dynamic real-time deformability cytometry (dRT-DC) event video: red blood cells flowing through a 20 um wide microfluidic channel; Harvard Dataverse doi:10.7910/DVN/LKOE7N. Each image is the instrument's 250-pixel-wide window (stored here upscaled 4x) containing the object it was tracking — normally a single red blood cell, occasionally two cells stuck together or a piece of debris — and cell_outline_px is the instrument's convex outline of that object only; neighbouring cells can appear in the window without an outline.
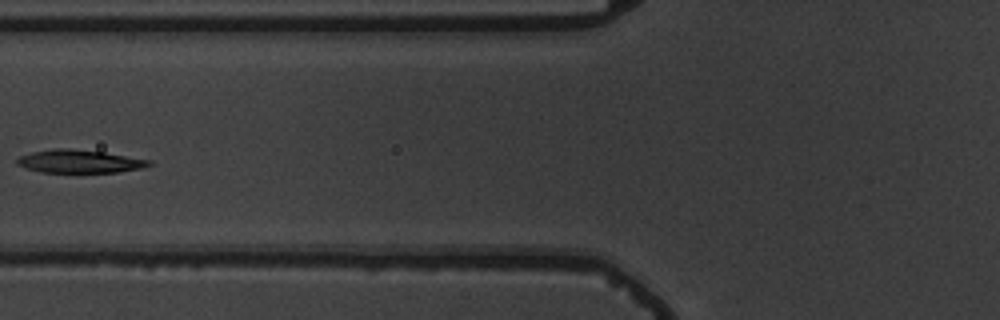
{"species": "common noctule bat (a hibernating species)", "species_latin": "Nyctalus noctula", "temperature_condition": "warm", "stored_images_in_passage": 6, "camera_frame_rate_fps": 3000, "um_per_image_px": 0.085, "animal": {"sex": "male", "body_mass_g": 19.5, "forearm_length_mm": 54.6}, "frame": {"image": 1, "passage_image": 5, "time_ms": 5.667, "image_size_px": [1000, 320], "cell_outline_px": [[152, 164], [144, 168], [116, 172], [40, 172], [16, 164], [16, 160], [20, 156], [32, 152], [52, 148], [68, 148], [104, 152], [152, 160]], "centroid_in_image_um": [6.78, 13.71], "position_along_channel_um": 119.0, "area_um2": 17.74}}
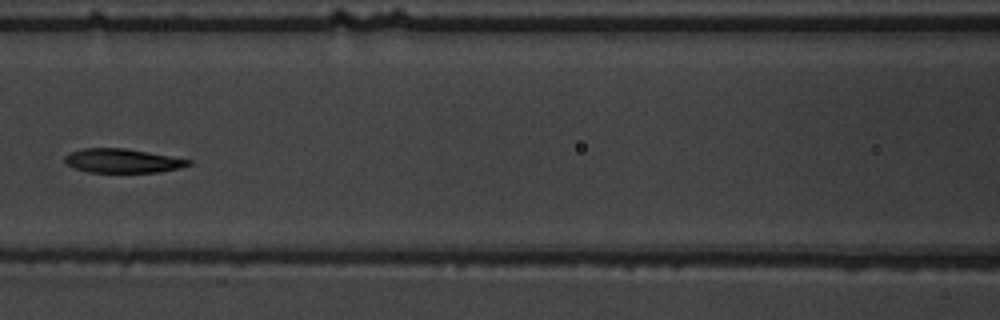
{"frame": {"image": 2, "passage_image": 6, "time_ms": 6.667, "image_size_px": [1000, 320], "cell_outline_px": [[192, 164], [180, 168], [160, 172], [88, 172], [76, 168], [68, 164], [64, 160], [64, 156], [68, 152], [84, 148], [124, 148], [192, 160]], "centroid_in_image_um": [10.41, 13.66], "position_along_channel_um": 156.2, "area_um2": 17.22}}